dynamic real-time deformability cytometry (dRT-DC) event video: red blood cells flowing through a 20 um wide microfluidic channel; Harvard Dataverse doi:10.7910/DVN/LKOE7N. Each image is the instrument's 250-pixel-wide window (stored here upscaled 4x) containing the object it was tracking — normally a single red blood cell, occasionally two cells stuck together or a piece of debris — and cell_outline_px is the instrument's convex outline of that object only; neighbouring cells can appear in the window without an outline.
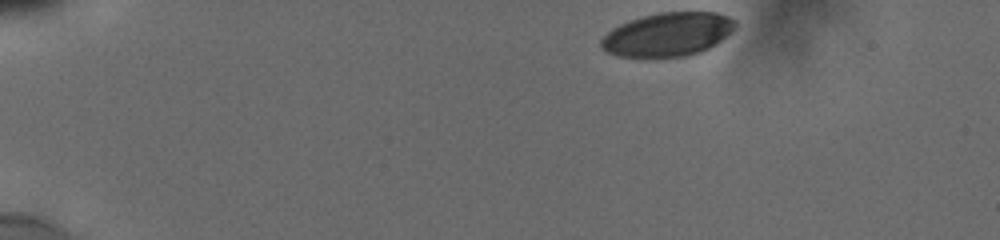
{"species": "human", "species_latin": "Homo sapiens", "temperature_condition": "cold", "stored_images_in_passage": 12, "camera_frame_rate_fps": 3000, "um_per_image_px": 0.085, "donor": {"sex": "male"}, "frame": {"image": 1, "passage_image": 1, "time_ms": 0.0, "image_size_px": [1000, 240], "cell_outline_px": [[736, 24], [716, 44], [700, 52], [688, 56], [616, 56], [600, 48], [600, 40], [612, 28], [620, 24], [644, 16], [660, 12], [716, 12], [728, 16]], "centroid_in_image_um": [56.72, 2.92], "position_along_channel_um": 28.3, "area_um2": 33.52}}
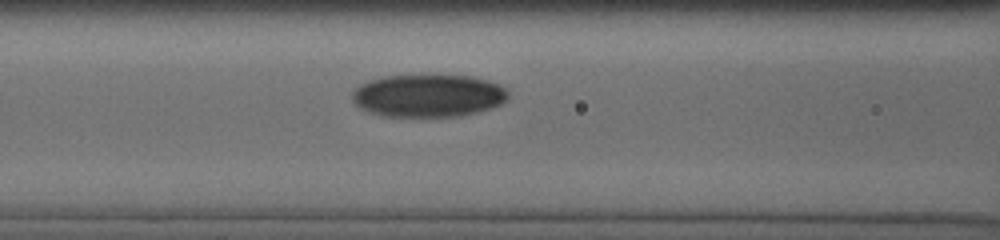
{"frame": {"image": 2, "passage_image": 9, "time_ms": 5.333, "image_size_px": [1000, 240], "cell_outline_px": [[508, 100], [500, 104], [476, 112], [460, 116], [380, 116], [360, 108], [352, 100], [352, 92], [360, 84], [384, 76], [472, 76], [488, 80], [508, 88]], "centroid_in_image_um": [36.41, 8.13], "position_along_channel_um": 130.2, "area_um2": 38.61}}
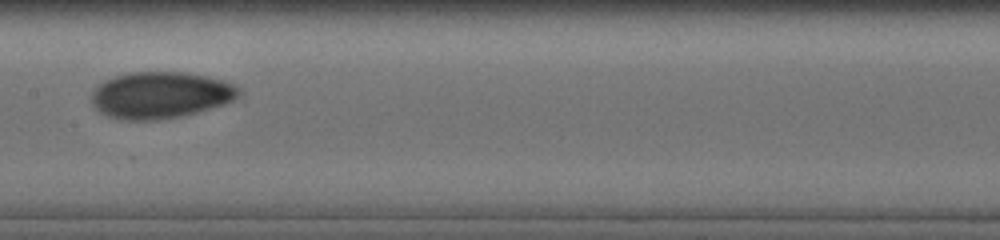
{"frame": {"image": 3, "passage_image": 11, "time_ms": 7.0, "image_size_px": [1000, 240], "cell_outline_px": [[240, 92], [232, 100], [224, 104], [184, 116], [160, 120], [120, 120], [108, 116], [100, 112], [92, 104], [92, 92], [104, 80], [116, 76], [132, 72], [180, 72], [204, 76], [224, 80], [236, 84], [240, 88]], "centroid_in_image_um": [13.64, 8.09], "position_along_channel_um": 193.8, "area_um2": 40.0}}